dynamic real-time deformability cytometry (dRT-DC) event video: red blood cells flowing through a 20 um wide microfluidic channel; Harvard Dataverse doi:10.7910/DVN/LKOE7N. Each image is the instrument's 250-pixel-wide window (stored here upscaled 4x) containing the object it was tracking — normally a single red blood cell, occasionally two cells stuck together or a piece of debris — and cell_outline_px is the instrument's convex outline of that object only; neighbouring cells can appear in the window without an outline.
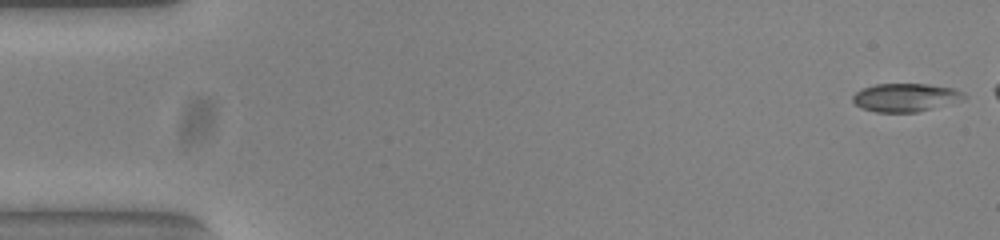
{"species": "common noctule bat (a hibernating species)", "species_latin": "Nyctalus noctula", "temperature_condition": "warm", "stored_images_in_passage": 13, "camera_frame_rate_fps": 3000, "um_per_image_px": 0.085, "animal": {"sex": "female", "body_mass_g": 23.0, "forearm_length_mm": 53.4}, "frame": {"image": 1, "passage_image": 1, "time_ms": 0.0, "image_size_px": [1000, 240], "cell_outline_px": [[968, 96], [964, 100], [916, 112], [876, 112], [860, 108], [852, 100], [852, 96], [856, 92], [864, 88], [876, 84], [928, 84], [952, 88], [964, 92]], "centroid_in_image_um": [76.99, 8.28], "position_along_channel_um": 8.0, "area_um2": 18.32}}